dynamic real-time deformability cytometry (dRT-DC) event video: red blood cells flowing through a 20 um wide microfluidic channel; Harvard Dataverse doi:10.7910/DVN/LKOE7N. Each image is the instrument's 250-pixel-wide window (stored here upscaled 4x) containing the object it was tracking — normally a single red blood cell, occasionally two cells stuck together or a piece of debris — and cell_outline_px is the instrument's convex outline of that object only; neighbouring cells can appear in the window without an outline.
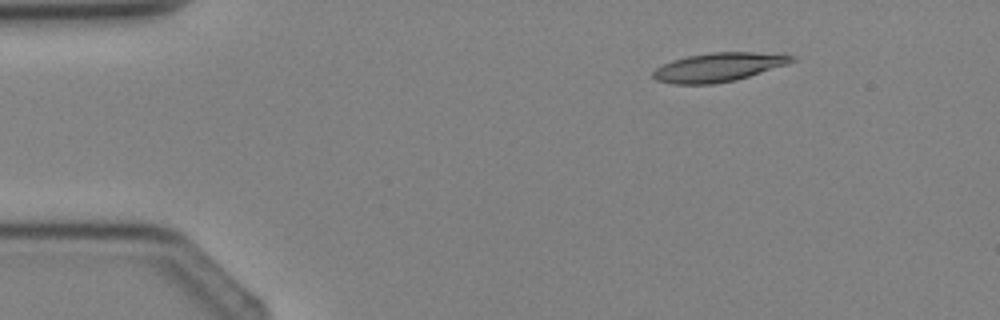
{"species": "Egyptian fruit bat (a non-hibernating species)", "species_latin": "Rousettus aegyptiacus", "temperature_condition": "cold", "stored_images_in_passage": 3, "camera_frame_rate_fps": 3000, "um_per_image_px": 0.085, "animal": {"sex": "female"}, "frame": {"image": 1, "passage_image": 3, "time_ms": 2.333, "image_size_px": [1000, 320], "cell_outline_px": [[796, 60], [788, 64], [736, 80], [712, 84], [672, 84], [656, 80], [652, 76], [652, 72], [656, 68], [672, 60], [688, 56], [712, 52], [752, 52], [796, 56]], "centroid_in_image_um": [61.05, 5.72], "position_along_channel_um": 23.9, "area_um2": 23.18}}